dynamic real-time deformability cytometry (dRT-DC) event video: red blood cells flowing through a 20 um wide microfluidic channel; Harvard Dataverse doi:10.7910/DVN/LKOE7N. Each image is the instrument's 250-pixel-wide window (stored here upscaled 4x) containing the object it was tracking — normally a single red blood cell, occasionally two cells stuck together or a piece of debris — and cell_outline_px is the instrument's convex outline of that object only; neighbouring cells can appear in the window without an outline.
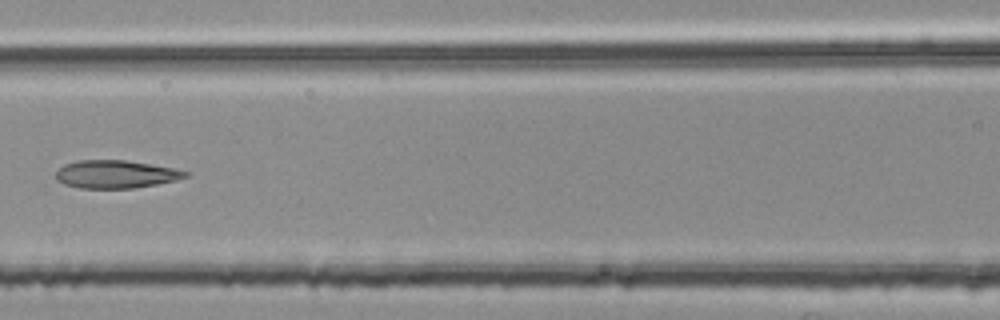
{"species": "common noctule bat (a hibernating species)", "species_latin": "Nyctalus noctula", "temperature_condition": "room temperature", "stored_images_in_passage": 4, "camera_frame_rate_fps": 3000, "um_per_image_px": 0.085, "animal": {"sex": "female", "body_mass_g": 25.1}, "frame": {"image": 1, "passage_image": 4, "time_ms": 1.0, "image_size_px": [1000, 320], "cell_outline_px": [[188, 176], [176, 180], [156, 184], [132, 188], [80, 188], [64, 184], [56, 180], [52, 176], [64, 164], [76, 160], [124, 160], [172, 168], [188, 172]], "centroid_in_image_um": [9.76, 14.81], "position_along_channel_um": 156.8, "area_um2": 20.98}}